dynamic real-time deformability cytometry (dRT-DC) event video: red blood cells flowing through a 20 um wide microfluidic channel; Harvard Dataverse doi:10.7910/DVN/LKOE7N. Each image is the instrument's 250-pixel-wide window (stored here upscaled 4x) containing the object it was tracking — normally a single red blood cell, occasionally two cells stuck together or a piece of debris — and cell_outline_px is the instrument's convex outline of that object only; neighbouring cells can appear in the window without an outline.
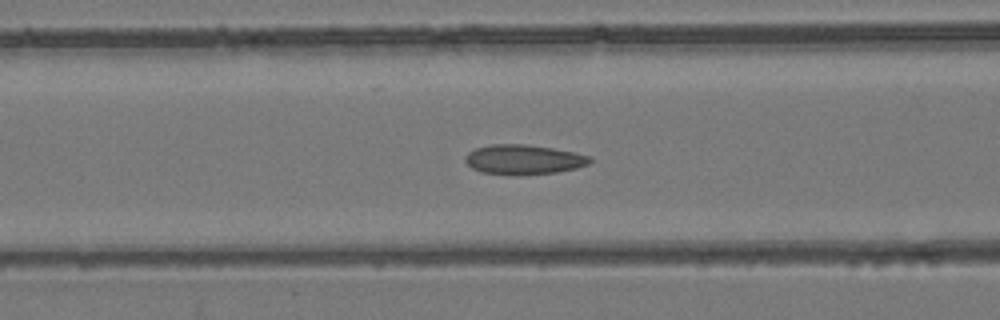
{"species": "common noctule bat (a hibernating species)", "species_latin": "Nyctalus noctula", "temperature_condition": "room temperature", "stored_images_in_passage": 53, "camera_frame_rate_fps": 3000, "um_per_image_px": 0.085, "animal": {"sex": "female", "body_mass_g": 24.6, "forearm_length_mm": 56.2}, "frame": {"image": 1, "passage_image": 22, "time_ms": 7.0, "image_size_px": [1000, 320], "cell_outline_px": [[592, 160], [588, 164], [576, 168], [556, 172], [512, 176], [480, 172], [472, 168], [464, 160], [464, 156], [468, 152], [476, 148], [492, 144], [528, 144], [552, 148], [592, 156]], "centroid_in_image_um": [44.47, 13.57], "position_along_channel_um": 122.1, "area_um2": 21.79}}
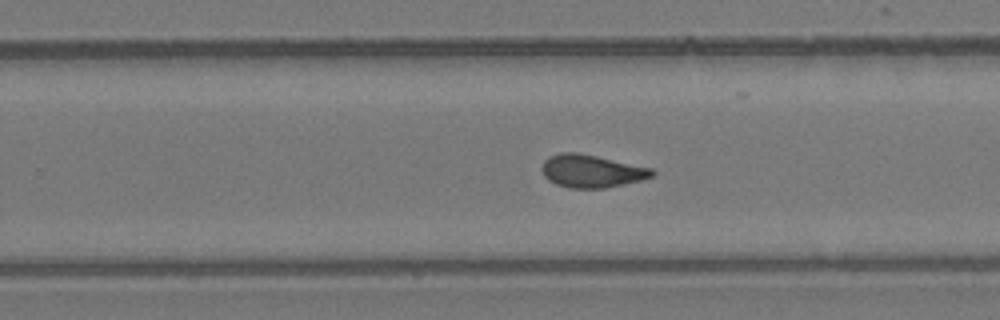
{"frame": {"image": 2, "passage_image": 34, "time_ms": 11.0, "image_size_px": [1000, 320], "cell_outline_px": [[656, 172], [652, 176], [644, 180], [604, 188], [568, 188], [556, 184], [548, 180], [544, 176], [544, 160], [548, 156], [560, 152], [576, 152], [596, 156], [652, 168]], "centroid_in_image_um": [50.3, 14.55], "position_along_channel_um": 279.5, "area_um2": 20.98}}
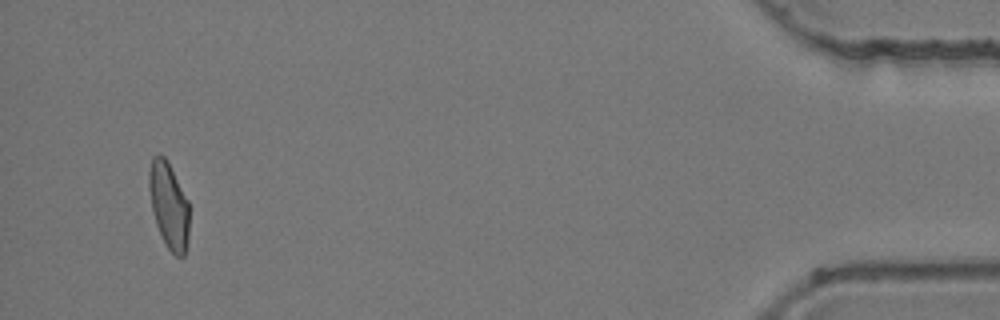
{"frame": {"image": 3, "passage_image": 51, "time_ms": 16.667, "image_size_px": [1000, 320], "cell_outline_px": [[188, 240], [184, 256], [176, 256], [168, 248], [156, 224], [152, 208], [148, 188], [148, 172], [152, 156], [160, 152], [168, 160], [188, 200]], "centroid_in_image_um": [14.33, 17.38], "position_along_channel_um": 420.9, "area_um2": 20.29}, "authors_computed_cell_mechanics": {"area_um2": 21.2126, "velocity_mm_per_s": 3.9379, "shape_relaxation_time_tau1_ms": null, "shape_relaxation_time_tau2_ms": 1.7389, "deformation_change_tau1": null, "deformation_change_tau2": 0.0758}}